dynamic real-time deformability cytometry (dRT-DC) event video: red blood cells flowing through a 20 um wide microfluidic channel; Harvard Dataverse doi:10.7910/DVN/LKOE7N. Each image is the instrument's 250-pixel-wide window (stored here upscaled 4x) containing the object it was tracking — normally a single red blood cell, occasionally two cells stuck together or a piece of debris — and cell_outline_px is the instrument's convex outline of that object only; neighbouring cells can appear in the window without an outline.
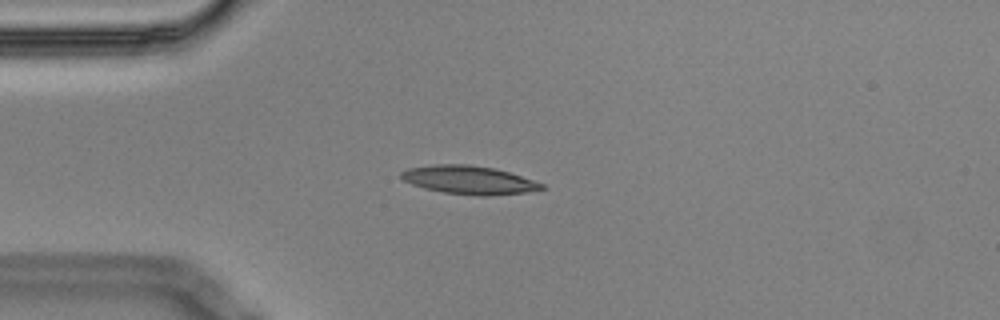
{"species": "Egyptian fruit bat (a non-hibernating species)", "species_latin": "Rousettus aegyptiacus", "temperature_condition": "cold", "stored_images_in_passage": 9, "camera_frame_rate_fps": 3000, "um_per_image_px": 0.085, "animal": {"sex": "male"}, "frame": {"image": 1, "passage_image": 2, "time_ms": 0.333, "image_size_px": [1000, 320], "cell_outline_px": [[544, 188], [524, 192], [488, 196], [480, 196], [444, 192], [424, 188], [412, 184], [404, 180], [400, 176], [400, 172], [408, 168], [436, 164], [468, 164], [496, 168], [544, 184]], "centroid_in_image_um": [39.83, 15.29], "position_along_channel_um": 45.2, "area_um2": 23.0}}
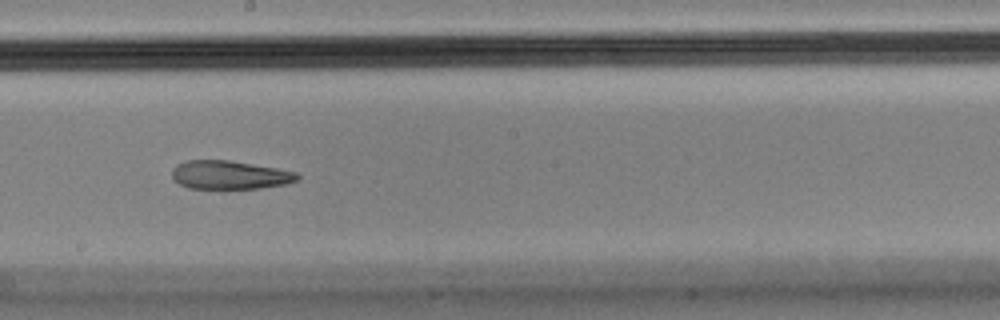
{"frame": {"image": 2, "passage_image": 7, "time_ms": 2.0, "image_size_px": [1000, 320], "cell_outline_px": [[300, 176], [296, 180], [288, 184], [260, 188], [188, 188], [180, 184], [172, 176], [172, 168], [176, 164], [184, 160], [228, 160], [276, 168], [296, 172]], "centroid_in_image_um": [19.51, 14.86], "position_along_channel_um": 228.7, "area_um2": 20.75}}
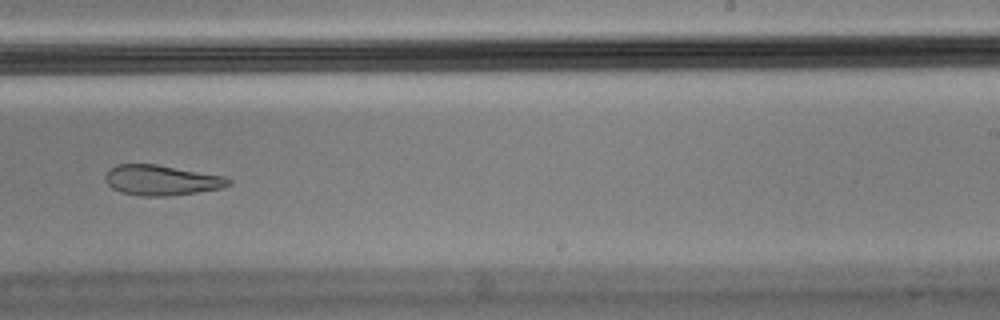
{"frame": {"image": 3, "passage_image": 8, "time_ms": 2.333, "image_size_px": [1000, 320], "cell_outline_px": [[232, 184], [220, 188], [196, 192], [168, 196], [140, 196], [120, 192], [112, 188], [108, 184], [104, 176], [116, 164], [156, 164], [224, 176], [232, 180]], "centroid_in_image_um": [13.72, 15.32], "position_along_channel_um": 275.3, "area_um2": 21.62}}